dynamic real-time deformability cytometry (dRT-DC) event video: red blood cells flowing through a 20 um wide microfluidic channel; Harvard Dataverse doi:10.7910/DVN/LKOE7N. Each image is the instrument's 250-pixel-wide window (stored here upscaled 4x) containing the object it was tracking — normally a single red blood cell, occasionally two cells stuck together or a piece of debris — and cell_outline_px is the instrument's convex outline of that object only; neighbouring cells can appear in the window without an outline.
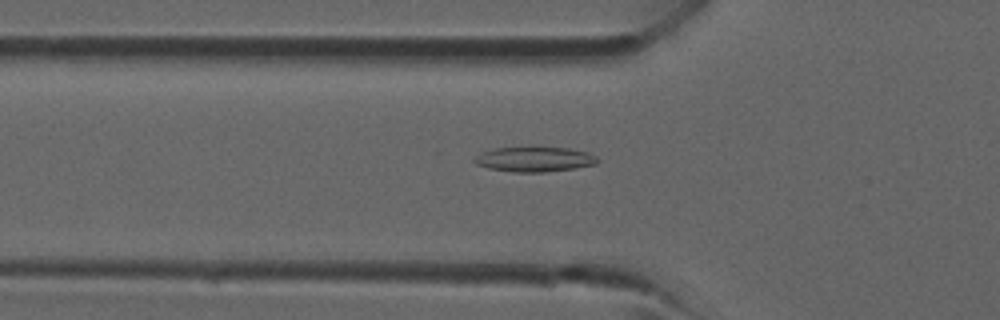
{"species": "common noctule bat (a hibernating species)", "species_latin": "Nyctalus noctula", "temperature_condition": "room temperature", "stored_images_in_passage": 31, "camera_frame_rate_fps": 3000, "um_per_image_px": 0.085, "animal": {"sex": "male", "forearm_length_mm": 52.5}, "frame": {"image": 1, "passage_image": 5, "time_ms": 1.333, "image_size_px": [1000, 320], "cell_outline_px": [[600, 160], [596, 164], [576, 168], [544, 172], [512, 172], [488, 168], [476, 164], [472, 160], [476, 156], [484, 152], [496, 148], [532, 144], [568, 148], [588, 152], [596, 156]], "centroid_in_image_um": [45.45, 13.49], "position_along_channel_um": 80.4, "area_um2": 18.73}}
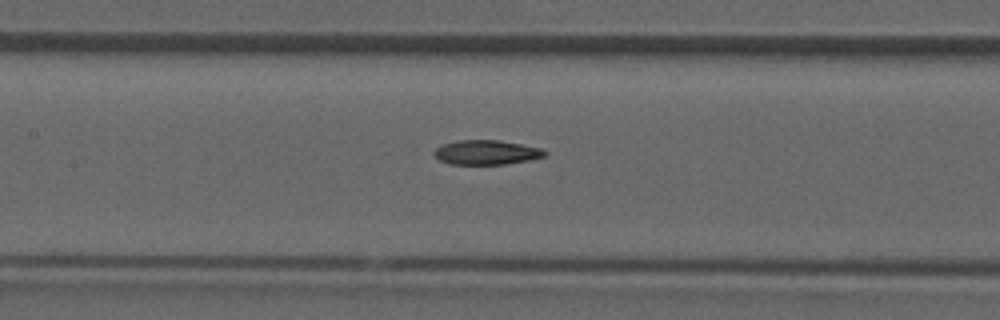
{"frame": {"image": 2, "passage_image": 10, "time_ms": 3.0, "image_size_px": [1000, 320], "cell_outline_px": [[548, 152], [544, 156], [528, 160], [504, 164], [448, 164], [440, 160], [432, 152], [436, 148], [444, 144], [460, 140], [500, 140], [544, 148]], "centroid_in_image_um": [41.37, 12.95], "position_along_channel_um": 166.0, "area_um2": 15.78}}
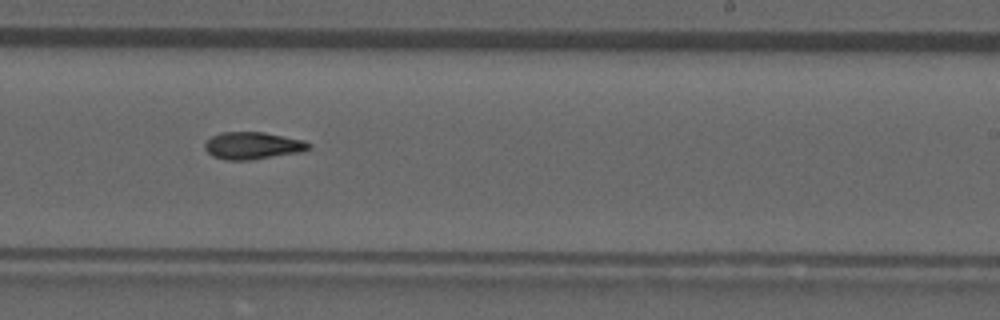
{"frame": {"image": 3, "passage_image": 16, "time_ms": 5.0, "image_size_px": [1000, 320], "cell_outline_px": [[312, 148], [304, 152], [248, 160], [224, 160], [212, 156], [204, 148], [204, 144], [212, 136], [220, 132], [264, 132], [304, 140], [312, 144]], "centroid_in_image_um": [21.52, 12.38], "position_along_channel_um": 267.5, "area_um2": 16.7}}